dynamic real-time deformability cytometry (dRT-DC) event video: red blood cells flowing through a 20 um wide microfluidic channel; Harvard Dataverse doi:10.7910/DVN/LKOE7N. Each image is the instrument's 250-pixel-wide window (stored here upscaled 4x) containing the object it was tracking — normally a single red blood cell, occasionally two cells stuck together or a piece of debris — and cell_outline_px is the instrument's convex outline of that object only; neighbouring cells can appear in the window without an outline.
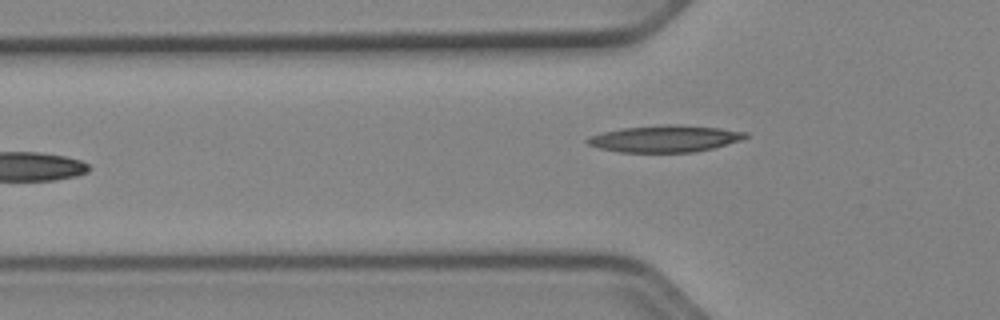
{"species": "Egyptian fruit bat (a non-hibernating species)", "species_latin": "Rousettus aegyptiacus", "temperature_condition": "cold", "stored_images_in_passage": 36, "camera_frame_rate_fps": 3000, "um_per_image_px": 0.085, "animal": {"sex": "female"}, "frame": {"image": 1, "passage_image": 5, "time_ms": 1.333, "image_size_px": [1000, 320], "cell_outline_px": [[748, 136], [740, 140], [712, 148], [696, 152], [620, 152], [600, 148], [588, 144], [584, 140], [588, 136], [620, 128], [668, 124], [680, 124], [720, 128], [748, 132]], "centroid_in_image_um": [56.5, 11.78], "position_along_channel_um": 69.3, "area_um2": 24.68}}
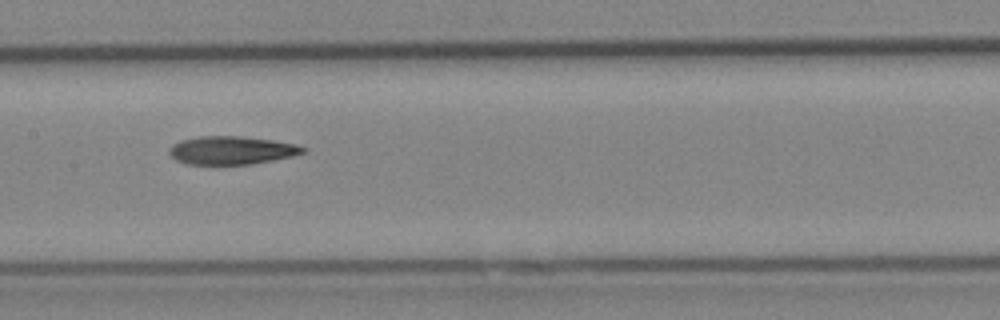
{"frame": {"image": 2, "passage_image": 14, "time_ms": 4.333, "image_size_px": [1000, 320], "cell_outline_px": [[308, 152], [292, 156], [252, 164], [184, 164], [176, 160], [168, 152], [168, 148], [172, 144], [180, 140], [200, 136], [240, 136], [272, 140], [296, 144], [308, 148]], "centroid_in_image_um": [19.69, 12.77], "position_along_channel_um": 187.7, "area_um2": 22.14}}
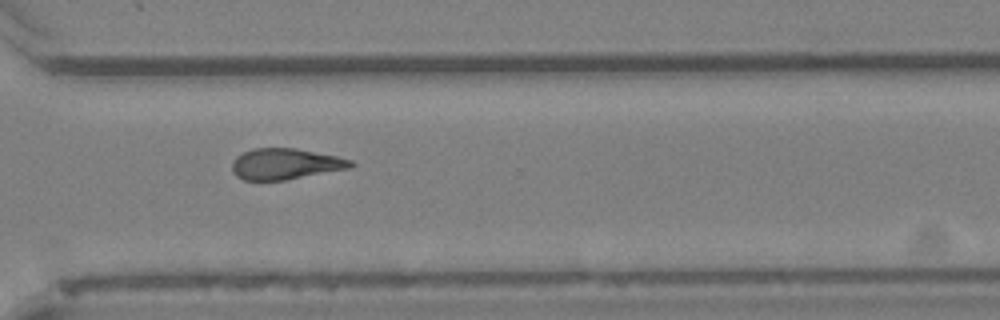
{"frame": {"image": 3, "passage_image": 26, "time_ms": 8.333, "image_size_px": [1000, 320], "cell_outline_px": [[356, 164], [352, 168], [284, 180], [244, 180], [236, 176], [232, 172], [232, 164], [236, 156], [252, 148], [296, 148], [336, 156], [352, 160]], "centroid_in_image_um": [24.27, 13.93], "position_along_channel_um": 346.3, "area_um2": 21.5}, "authors_computed_cell_mechanics": {"area_um2": 21.7617, "velocity_mm_per_s": 3.9629, "shape_relaxation_time_tau1_ms": 11.1475, "shape_relaxation_time_tau2_ms": 5.1217, "deformation_change_tau1": 0.2554, "deformation_change_tau2": 0.1632}}